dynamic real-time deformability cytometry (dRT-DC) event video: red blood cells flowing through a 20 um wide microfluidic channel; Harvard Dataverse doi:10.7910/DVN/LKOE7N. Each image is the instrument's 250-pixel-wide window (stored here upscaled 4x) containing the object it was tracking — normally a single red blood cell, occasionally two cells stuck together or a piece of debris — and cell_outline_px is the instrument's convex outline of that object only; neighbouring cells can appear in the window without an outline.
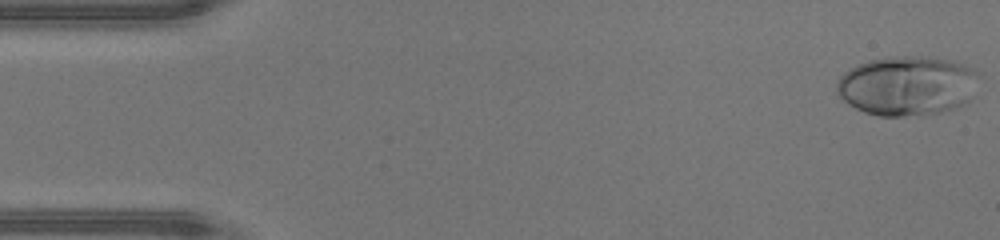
{"species": "human", "species_latin": "Homo sapiens", "temperature_condition": "warm", "stored_images_in_passage": 46, "camera_frame_rate_fps": 3000, "um_per_image_px": 0.085, "donor": {"sex": "male"}, "frame": {"image": 1, "passage_image": 1, "time_ms": 0.0, "image_size_px": [1000, 240], "cell_outline_px": [[980, 76], [972, 96], [964, 104], [956, 108], [940, 112], [920, 116], [880, 116], [864, 112], [848, 104], [836, 92], [836, 84], [840, 76], [844, 72], [856, 64], [868, 60], [904, 56], [924, 56], [952, 60], [976, 68], [980, 72]], "centroid_in_image_um": [77.15, 7.28], "position_along_channel_um": 7.9, "area_um2": 50.0}}
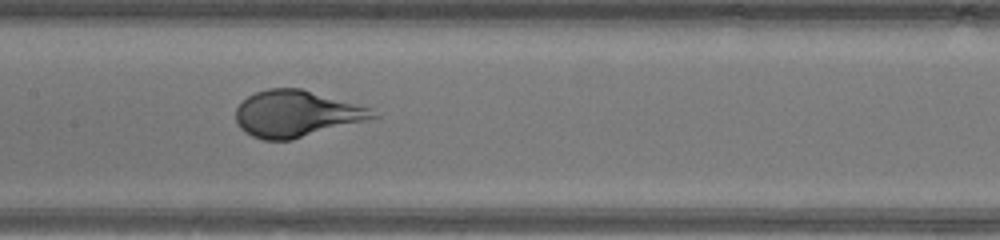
{"frame": {"image": 2, "passage_image": 22, "time_ms": 7.0, "image_size_px": [1000, 240], "cell_outline_px": [[380, 116], [292, 140], [264, 140], [252, 136], [244, 132], [236, 124], [236, 108], [248, 96], [256, 92], [268, 88], [300, 88], [372, 108]], "centroid_in_image_um": [25.16, 9.67], "position_along_channel_um": 182.2, "area_um2": 36.93}}
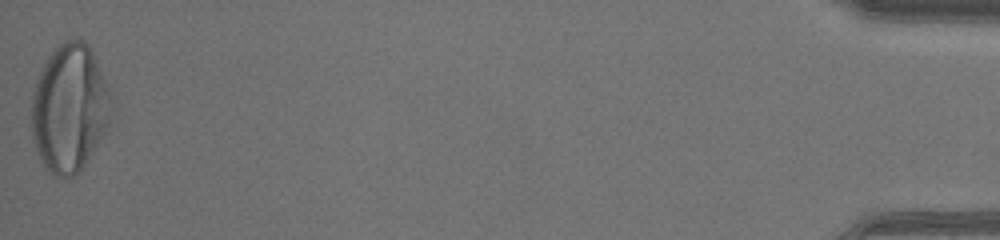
{"frame": {"image": 3, "passage_image": 46, "time_ms": 15.0, "image_size_px": [1000, 240], "cell_outline_px": [[116, 104], [108, 124], [104, 132], [80, 172], [76, 176], [64, 180], [56, 176], [44, 168], [36, 152], [32, 140], [32, 92], [36, 80], [48, 56], [64, 40], [72, 36], [84, 40], [88, 44], [112, 88]], "centroid_in_image_um": [5.95, 9.19], "position_along_channel_um": 429.2, "area_um2": 60.92}, "authors_computed_cell_mechanics": {"area_um2": 41.6738, "velocity_mm_per_s": 4.4281, "shape_relaxation_time_tau1_ms": 2.8749, "shape_relaxation_time_tau2_ms": null, "deformation_change_tau1": 0.2337, "deformation_change_tau2": null}}